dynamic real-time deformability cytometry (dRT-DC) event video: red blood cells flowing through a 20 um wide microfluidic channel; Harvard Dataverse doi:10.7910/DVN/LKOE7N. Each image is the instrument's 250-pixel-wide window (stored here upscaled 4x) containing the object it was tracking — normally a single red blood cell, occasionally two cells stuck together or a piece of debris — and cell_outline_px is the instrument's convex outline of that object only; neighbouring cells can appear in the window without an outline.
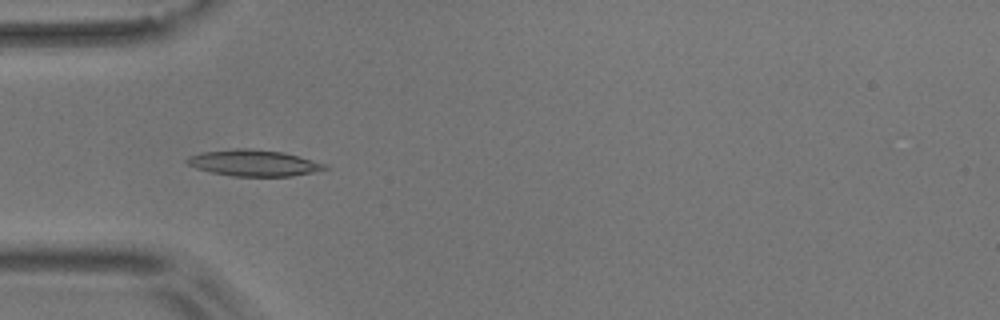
{"species": "common noctule bat (a hibernating species)", "species_latin": "Nyctalus noctula", "temperature_condition": "room temperature", "stored_images_in_passage": 7, "camera_frame_rate_fps": 3000, "um_per_image_px": 0.085, "animal": {"sex": "male", "body_mass_g": 17.9}, "frame": {"image": 1, "passage_image": 4, "time_ms": 3.333, "image_size_px": [1000, 320], "cell_outline_px": [[328, 168], [312, 172], [292, 176], [232, 176], [212, 172], [196, 168], [188, 164], [184, 160], [188, 156], [200, 152], [236, 148], [248, 148], [284, 152], [328, 164]], "centroid_in_image_um": [21.55, 13.84], "position_along_channel_um": 63.4, "area_um2": 21.15}}
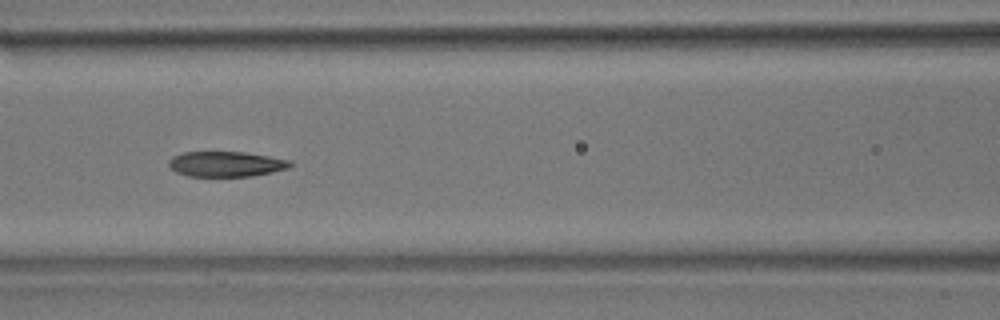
{"frame": {"image": 2, "passage_image": 6, "time_ms": 5.667, "image_size_px": [1000, 320], "cell_outline_px": [[292, 164], [288, 168], [272, 172], [252, 176], [188, 176], [176, 172], [168, 164], [168, 160], [172, 156], [184, 152], [244, 152], [292, 160]], "centroid_in_image_um": [19.21, 13.94], "position_along_channel_um": 147.4, "area_um2": 17.86}}
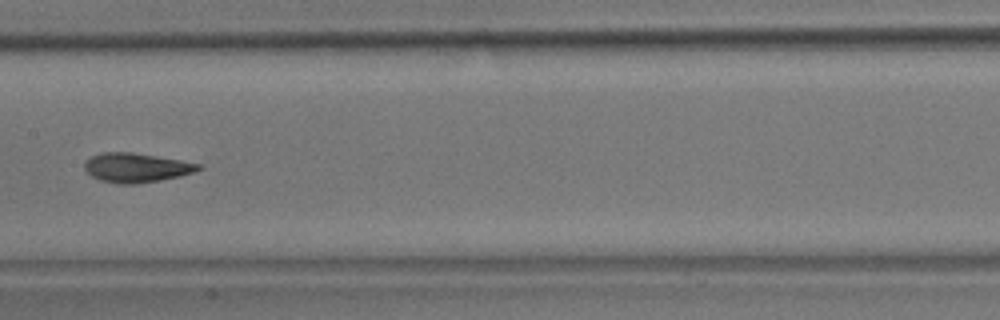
{"frame": {"image": 3, "passage_image": 7, "time_ms": 7.0, "image_size_px": [1000, 320], "cell_outline_px": [[204, 168], [180, 176], [160, 180], [136, 184], [120, 184], [100, 180], [92, 176], [84, 168], [84, 164], [92, 156], [104, 152], [132, 152], [180, 160], [200, 164]], "centroid_in_image_um": [11.59, 14.25], "position_along_channel_um": 195.8, "area_um2": 19.25}}